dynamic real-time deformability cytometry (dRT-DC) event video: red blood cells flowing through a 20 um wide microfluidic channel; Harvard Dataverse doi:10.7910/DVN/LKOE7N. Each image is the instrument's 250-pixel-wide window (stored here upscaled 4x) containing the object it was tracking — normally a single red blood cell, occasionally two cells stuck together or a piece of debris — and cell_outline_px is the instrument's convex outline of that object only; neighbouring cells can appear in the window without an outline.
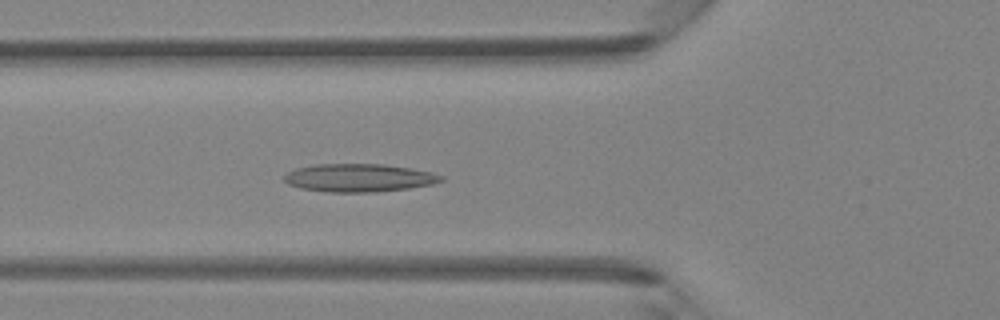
{"species": "Egyptian fruit bat (a non-hibernating species)", "species_latin": "Rousettus aegyptiacus", "temperature_condition": "room temperature", "stored_images_in_passage": 47, "camera_frame_rate_fps": 3000, "um_per_image_px": 0.085, "animal": {"sex": "female"}, "frame": {"image": 1, "passage_image": 16, "time_ms": 5.0, "image_size_px": [1000, 320], "cell_outline_px": [[444, 180], [432, 184], [408, 188], [376, 192], [324, 192], [300, 188], [288, 184], [284, 180], [284, 176], [288, 172], [296, 168], [312, 164], [384, 164], [412, 168], [432, 172], [444, 176]], "centroid_in_image_um": [30.51, 15.11], "position_along_channel_um": 95.3, "area_um2": 25.84}}
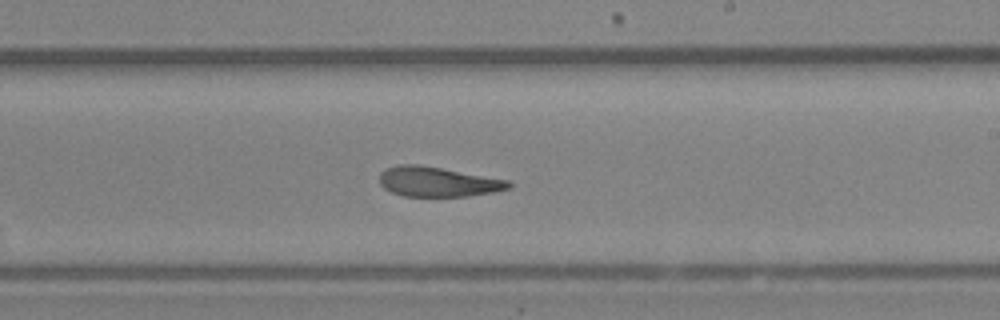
{"frame": {"image": 2, "passage_image": 27, "time_ms": 8.667, "image_size_px": [1000, 320], "cell_outline_px": [[512, 188], [496, 192], [468, 196], [404, 196], [392, 192], [384, 188], [380, 184], [380, 172], [388, 168], [400, 164], [420, 164], [512, 180]], "centroid_in_image_um": [37.29, 15.44], "position_along_channel_um": 251.7, "area_um2": 22.77}}
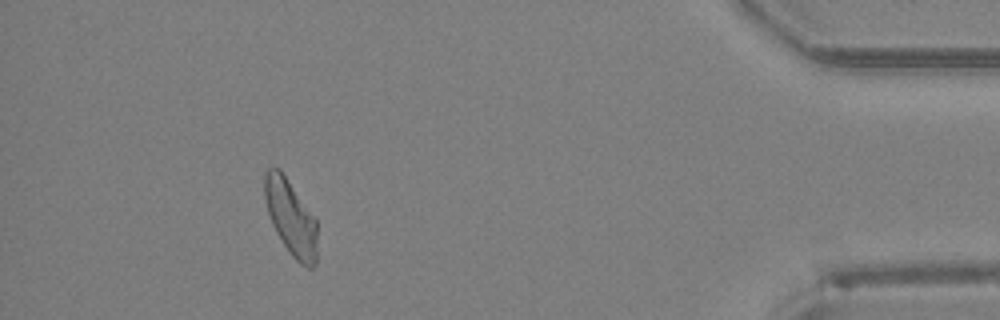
{"frame": {"image": 3, "passage_image": 42, "time_ms": 13.667, "image_size_px": [1000, 320], "cell_outline_px": [[316, 264], [312, 268], [308, 268], [300, 264], [292, 256], [280, 240], [272, 224], [268, 212], [264, 196], [264, 172], [268, 168], [280, 168], [316, 220]], "centroid_in_image_um": [24.7, 18.5], "position_along_channel_um": 410.5, "area_um2": 23.0}}